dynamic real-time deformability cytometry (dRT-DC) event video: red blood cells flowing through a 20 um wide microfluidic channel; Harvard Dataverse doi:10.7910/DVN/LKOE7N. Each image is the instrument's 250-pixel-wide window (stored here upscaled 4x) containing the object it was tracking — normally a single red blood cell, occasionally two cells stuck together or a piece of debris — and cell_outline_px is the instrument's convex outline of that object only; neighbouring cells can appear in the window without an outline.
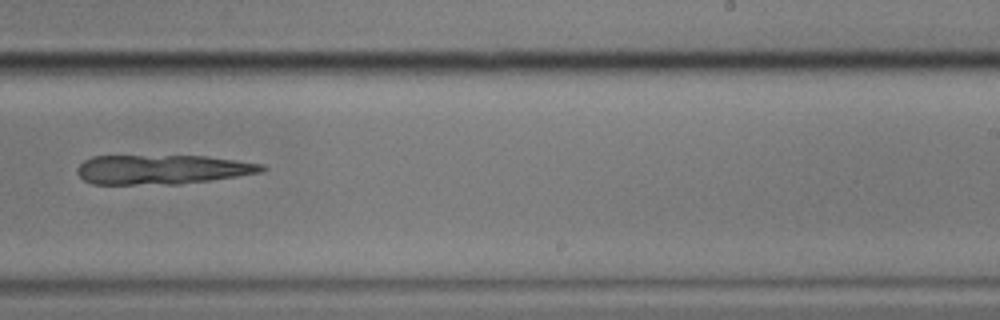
{"species": "common noctule bat (a hibernating species)", "species_latin": "Nyctalus noctula", "temperature_condition": "cold", "stored_images_in_passage": 10, "segment_of_instrument_passage": [3, 3], "camera_frame_rate_fps": 3000, "um_per_image_px": 0.085, "animal": {"sex": "male", "body_mass_g": 17.9}, "frame": {"image": 1, "passage_image": 10, "time_ms": 15.333, "image_size_px": [1000, 320], "cell_outline_px": [[268, 168], [260, 172], [236, 176], [180, 184], [92, 184], [84, 180], [76, 172], [76, 168], [84, 160], [92, 156], [208, 156], [264, 164]], "centroid_in_image_um": [13.76, 14.4], "position_along_channel_um": 275.2, "area_um2": 31.62}}